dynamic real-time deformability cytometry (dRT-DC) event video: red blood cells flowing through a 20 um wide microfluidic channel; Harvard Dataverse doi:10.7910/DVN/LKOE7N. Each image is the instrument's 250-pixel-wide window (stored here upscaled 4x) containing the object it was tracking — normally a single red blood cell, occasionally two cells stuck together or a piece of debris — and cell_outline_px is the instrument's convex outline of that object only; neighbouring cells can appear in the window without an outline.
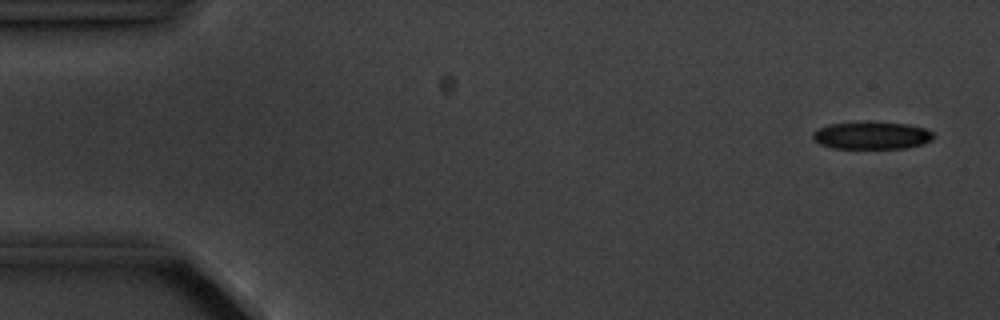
{"species": "common noctule bat (a hibernating species)", "species_latin": "Nyctalus noctula", "temperature_condition": "cold", "stored_images_in_passage": 5, "camera_frame_rate_fps": 3000, "um_per_image_px": 0.085, "animal": {"sex": "male", "body_mass_g": 20.1, "forearm_length_mm": 53.5}, "frame": {"image": 1, "passage_image": 1, "time_ms": 0.0, "image_size_px": [1000, 320], "cell_outline_px": [[932, 140], [920, 144], [904, 148], [832, 148], [820, 144], [812, 136], [812, 132], [816, 128], [828, 124], [868, 120], [872, 120], [908, 124], [924, 128], [932, 132]], "centroid_in_image_um": [74.04, 11.47], "position_along_channel_um": 11.0, "area_um2": 19.71}}